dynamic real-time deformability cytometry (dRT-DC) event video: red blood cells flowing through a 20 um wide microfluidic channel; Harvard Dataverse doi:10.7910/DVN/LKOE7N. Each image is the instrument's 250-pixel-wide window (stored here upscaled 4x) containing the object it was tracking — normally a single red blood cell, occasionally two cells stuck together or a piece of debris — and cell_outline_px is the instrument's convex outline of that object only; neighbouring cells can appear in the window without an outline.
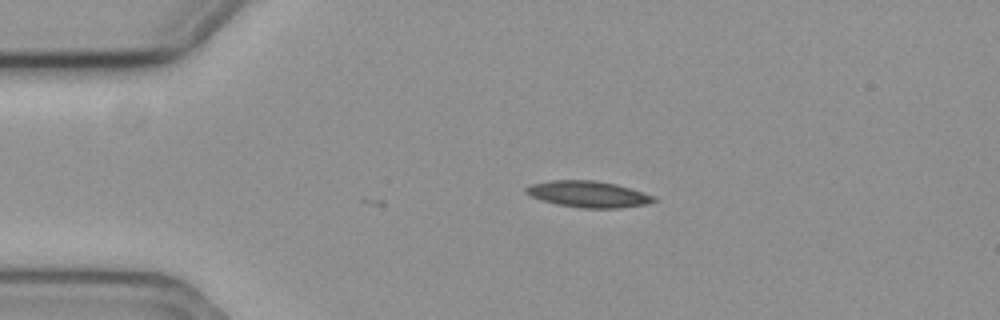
{"species": "common noctule bat (a hibernating species)", "species_latin": "Nyctalus noctula", "temperature_condition": "cold", "stored_images_in_passage": 2, "camera_frame_rate_fps": 3000, "um_per_image_px": 0.085, "animal": {"sex": "female", "body_mass_g": 19.3, "forearm_length_mm": 54.1}, "frame": {"image": 1, "passage_image": 2, "time_ms": 0.333, "image_size_px": [1000, 320], "cell_outline_px": [[656, 200], [644, 204], [620, 208], [580, 208], [560, 204], [544, 200], [532, 196], [524, 192], [524, 188], [532, 184], [552, 180], [592, 180], [616, 184], [656, 196]], "centroid_in_image_um": [50.01, 16.5], "position_along_channel_um": 35.0, "area_um2": 19.31}}